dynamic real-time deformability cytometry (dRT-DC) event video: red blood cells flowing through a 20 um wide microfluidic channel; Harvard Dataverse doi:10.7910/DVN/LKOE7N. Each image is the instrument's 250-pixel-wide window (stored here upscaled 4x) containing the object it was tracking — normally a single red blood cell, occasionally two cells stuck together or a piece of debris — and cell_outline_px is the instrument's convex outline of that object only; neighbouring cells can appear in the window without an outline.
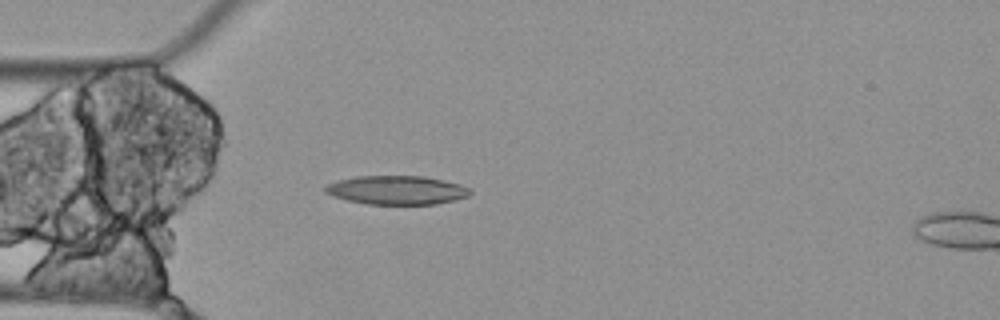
{"species": "Egyptian fruit bat (a non-hibernating species)", "species_latin": "Rousettus aegyptiacus", "temperature_condition": "cold", "stored_images_in_passage": 2, "camera_frame_rate_fps": 3000, "um_per_image_px": 0.085, "animal": {"sex": "female"}, "frame": {"image": 1, "passage_image": 2, "time_ms": 0.333, "image_size_px": [1000, 320], "cell_outline_px": [[472, 192], [468, 196], [436, 204], [364, 204], [332, 196], [324, 192], [324, 188], [328, 184], [336, 180], [356, 176], [424, 176], [460, 184], [468, 188]], "centroid_in_image_um": [33.68, 16.15], "position_along_channel_um": 51.3, "area_um2": 24.28}}